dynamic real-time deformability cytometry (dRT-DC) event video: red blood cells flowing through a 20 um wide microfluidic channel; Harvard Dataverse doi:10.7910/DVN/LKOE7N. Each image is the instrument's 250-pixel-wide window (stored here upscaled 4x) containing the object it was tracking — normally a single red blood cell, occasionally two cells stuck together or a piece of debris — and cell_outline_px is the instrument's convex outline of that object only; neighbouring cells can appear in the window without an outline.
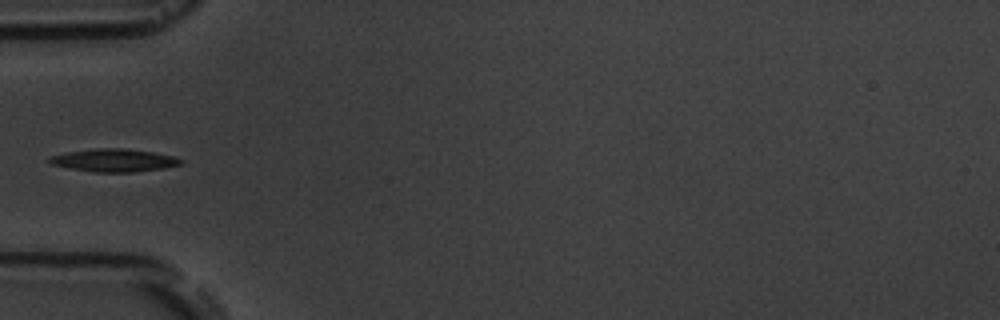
{"species": "common noctule bat (a hibernating species)", "species_latin": "Nyctalus noctula", "temperature_condition": "room temperature", "stored_images_in_passage": 7, "camera_frame_rate_fps": 3000, "um_per_image_px": 0.085, "animal": {"sex": "male", "body_mass_g": 19.5, "forearm_length_mm": 54.6}, "frame": {"image": 1, "passage_image": 5, "time_ms": 4.667, "image_size_px": [1000, 320], "cell_outline_px": [[184, 164], [164, 168], [132, 172], [92, 172], [68, 168], [52, 164], [48, 160], [48, 156], [68, 152], [92, 148], [124, 148], [152, 152], [172, 156], [184, 160]], "centroid_in_image_um": [9.68, 13.62], "position_along_channel_um": 75.3, "area_um2": 17.57}}
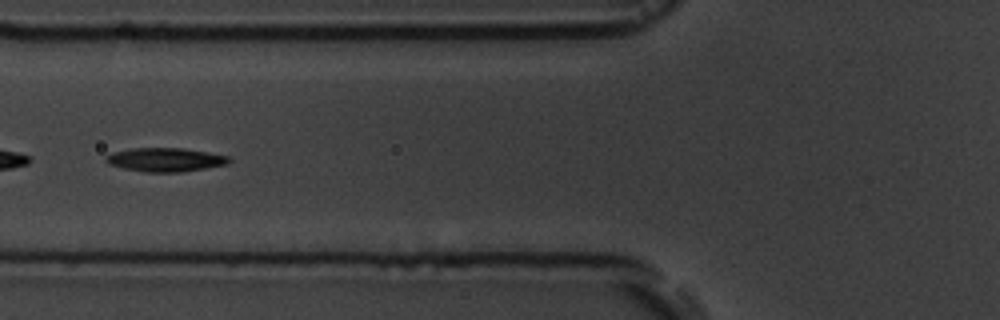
{"frame": {"image": 2, "passage_image": 6, "time_ms": 5.667, "image_size_px": [1000, 320], "cell_outline_px": [[232, 160], [228, 164], [180, 172], [144, 172], [124, 168], [108, 164], [104, 160], [104, 156], [112, 152], [132, 148], [184, 148], [208, 152], [228, 156]], "centroid_in_image_um": [14.02, 13.57], "position_along_channel_um": 111.8, "area_um2": 17.11}}
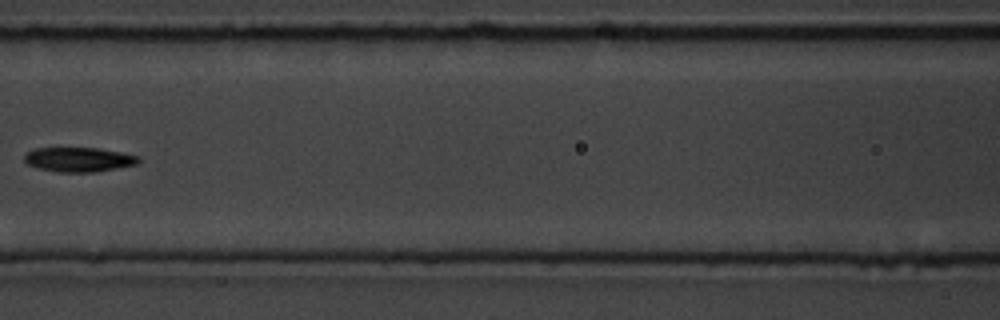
{"frame": {"image": 3, "passage_image": 7, "time_ms": 7.0, "image_size_px": [1000, 320], "cell_outline_px": [[140, 160], [136, 164], [116, 168], [92, 172], [60, 172], [36, 168], [28, 164], [24, 160], [24, 156], [28, 152], [36, 148], [96, 148], [120, 152], [136, 156]], "centroid_in_image_um": [6.65, 13.56], "position_along_channel_um": 160.0, "area_um2": 16.01}}